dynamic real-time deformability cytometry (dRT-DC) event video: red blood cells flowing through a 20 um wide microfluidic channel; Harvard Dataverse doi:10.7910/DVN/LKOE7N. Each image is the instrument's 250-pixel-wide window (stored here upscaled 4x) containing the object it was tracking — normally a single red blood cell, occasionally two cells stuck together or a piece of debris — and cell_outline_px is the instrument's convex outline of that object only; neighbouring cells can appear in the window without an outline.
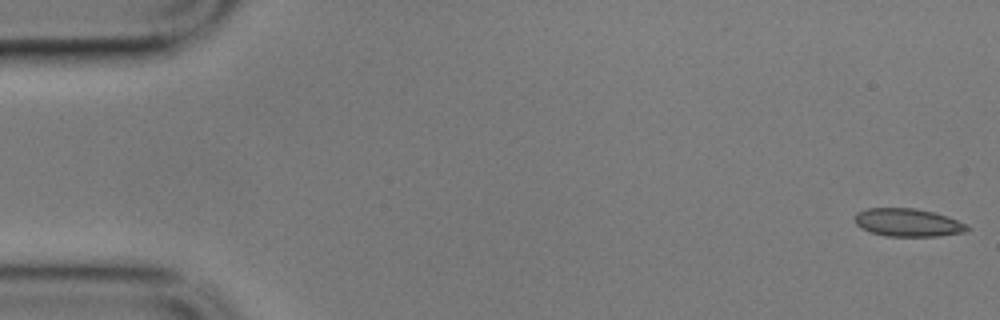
{"species": "common noctule bat (a hibernating species)", "species_latin": "Nyctalus noctula", "temperature_condition": "cold", "stored_images_in_passage": 5, "camera_frame_rate_fps": 3000, "um_per_image_px": 0.085, "animal": {"sex": "male", "body_mass_g": 17.9}, "frame": {"image": 1, "passage_image": 1, "time_ms": 0.0, "image_size_px": [1000, 320], "cell_outline_px": [[972, 228], [964, 232], [936, 236], [884, 236], [860, 228], [856, 224], [852, 216], [856, 212], [868, 208], [916, 208], [948, 216]], "centroid_in_image_um": [77.11, 18.91], "position_along_channel_um": 7.9, "area_um2": 18.38}}
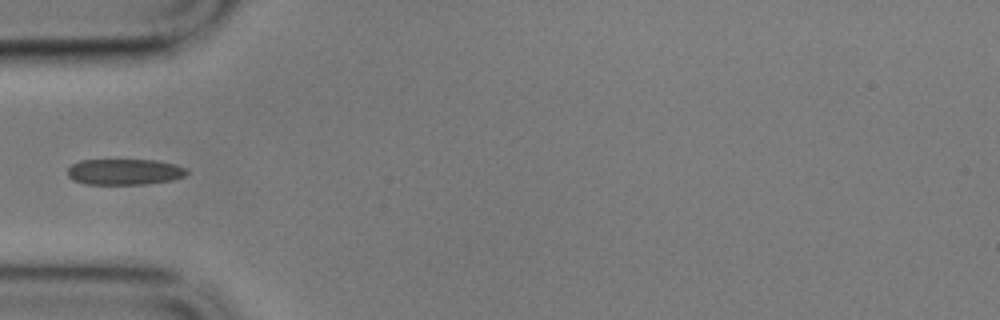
{"frame": {"image": 2, "passage_image": 5, "time_ms": 1.333, "image_size_px": [1000, 320], "cell_outline_px": [[188, 172], [184, 176], [172, 180], [148, 184], [84, 184], [72, 180], [68, 176], [68, 168], [72, 164], [80, 160], [156, 160], [176, 164], [184, 168]], "centroid_in_image_um": [10.56, 14.61], "position_along_channel_um": 74.4, "area_um2": 18.09}}